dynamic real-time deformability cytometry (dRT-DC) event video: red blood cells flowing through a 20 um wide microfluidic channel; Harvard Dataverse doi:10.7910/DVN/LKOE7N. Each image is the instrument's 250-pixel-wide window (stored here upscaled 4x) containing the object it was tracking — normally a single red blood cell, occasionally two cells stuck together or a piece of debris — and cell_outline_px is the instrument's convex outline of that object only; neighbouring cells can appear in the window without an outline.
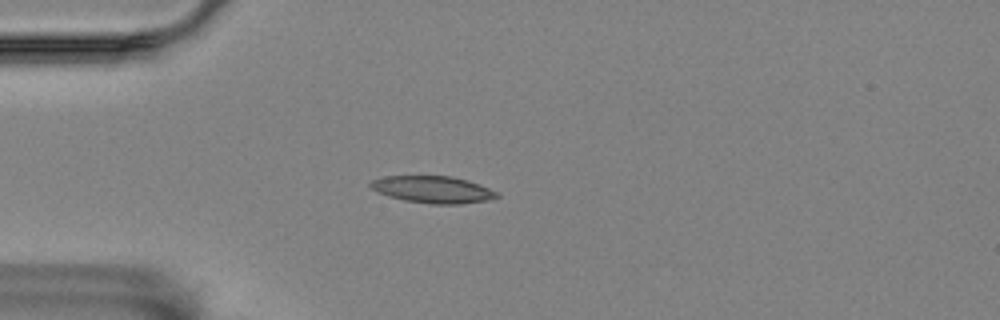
{"species": "Egyptian fruit bat (a non-hibernating species)", "species_latin": "Rousettus aegyptiacus", "temperature_condition": "room temperature", "stored_images_in_passage": 33, "camera_frame_rate_fps": 3000, "um_per_image_px": 0.085, "animal": {"sex": "female"}, "frame": {"image": 1, "passage_image": 1, "time_ms": 0.0, "image_size_px": [1000, 320], "cell_outline_px": [[500, 196], [488, 200], [460, 204], [432, 204], [404, 200], [388, 196], [376, 192], [368, 184], [372, 180], [384, 176], [452, 176], [468, 180], [480, 184], [496, 192]], "centroid_in_image_um": [36.77, 16.1], "position_along_channel_um": 48.2, "area_um2": 19.88}}
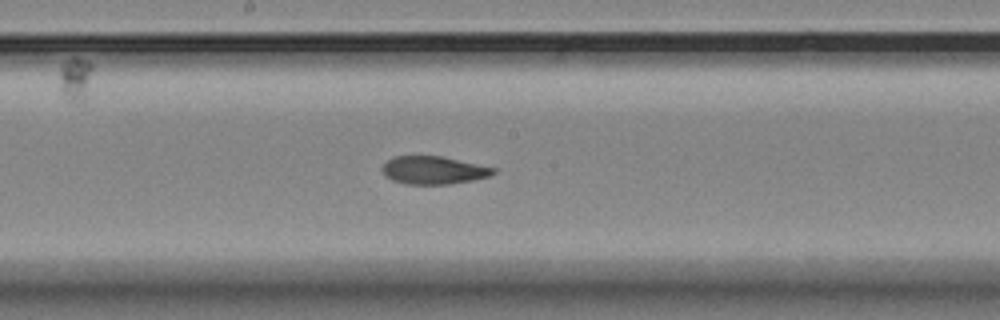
{"frame": {"image": 2, "passage_image": 16, "time_ms": 5.0, "image_size_px": [1000, 320], "cell_outline_px": [[496, 172], [492, 176], [472, 180], [448, 184], [404, 184], [392, 180], [384, 176], [380, 168], [392, 156], [440, 156], [496, 168]], "centroid_in_image_um": [36.82, 14.47], "position_along_channel_um": 211.4, "area_um2": 18.15}}
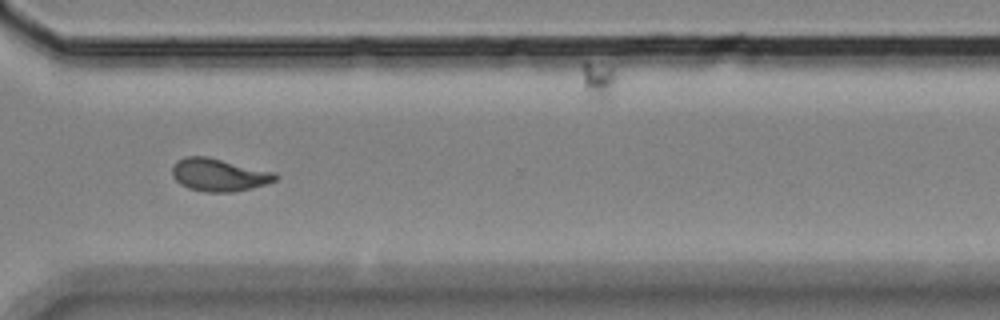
{"frame": {"image": 3, "passage_image": 28, "time_ms": 9.0, "image_size_px": [1000, 320], "cell_outline_px": [[280, 176], [276, 180], [252, 188], [236, 192], [204, 192], [188, 188], [180, 184], [172, 176], [172, 164], [176, 160], [184, 156], [204, 156], [276, 172]], "centroid_in_image_um": [18.59, 14.86], "position_along_channel_um": 352.0, "area_um2": 19.83}, "authors_computed_cell_mechanics": {"area_um2": 18.785, "velocity_mm_per_s": 3.521, "shape_relaxation_time_tau1_ms": null, "shape_relaxation_time_tau2_ms": 3.2934, "deformation_change_tau1": null, "deformation_change_tau2": 0.1003}}